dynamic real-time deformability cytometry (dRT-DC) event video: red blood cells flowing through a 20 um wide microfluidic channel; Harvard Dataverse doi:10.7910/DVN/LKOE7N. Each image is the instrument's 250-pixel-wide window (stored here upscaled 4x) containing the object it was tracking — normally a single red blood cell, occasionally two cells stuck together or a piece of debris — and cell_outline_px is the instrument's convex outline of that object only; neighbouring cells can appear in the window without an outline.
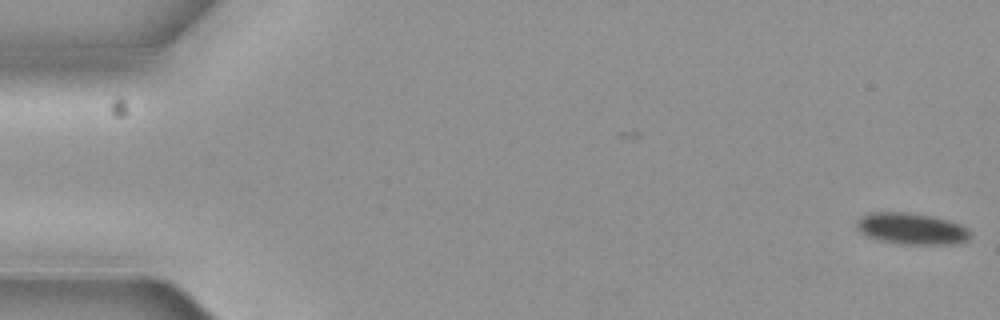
{"species": "common noctule bat (a hibernating species)", "species_latin": "Nyctalus noctula", "temperature_condition": "cold", "stored_images_in_passage": 5, "camera_frame_rate_fps": 3000, "um_per_image_px": 0.085, "animal": {"sex": "female", "body_mass_g": 19.3, "forearm_length_mm": 54.1}, "frame": {"image": 1, "passage_image": 1, "time_ms": 0.0, "image_size_px": [1000, 320], "cell_outline_px": [[972, 232], [968, 240], [952, 244], [900, 244], [880, 240], [868, 236], [860, 232], [856, 228], [856, 220], [860, 216], [868, 212], [912, 212], [936, 216], [960, 224], [968, 228]], "centroid_in_image_um": [77.48, 19.42], "position_along_channel_um": 7.5, "area_um2": 21.21}}
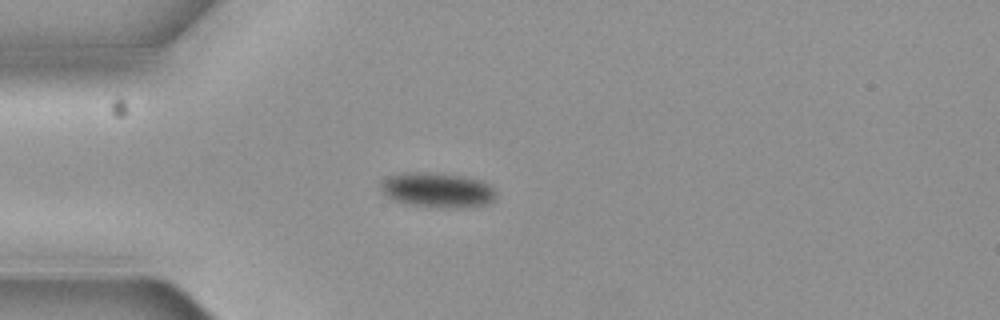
{"frame": {"image": 2, "passage_image": 5, "time_ms": 1.333, "image_size_px": [1000, 320], "cell_outline_px": [[496, 196], [492, 200], [484, 204], [464, 208], [408, 204], [392, 200], [380, 188], [380, 184], [388, 176], [408, 172], [428, 172], [464, 176], [484, 180], [496, 192]], "centroid_in_image_um": [37.19, 16.13], "position_along_channel_um": 47.8, "area_um2": 23.18}}